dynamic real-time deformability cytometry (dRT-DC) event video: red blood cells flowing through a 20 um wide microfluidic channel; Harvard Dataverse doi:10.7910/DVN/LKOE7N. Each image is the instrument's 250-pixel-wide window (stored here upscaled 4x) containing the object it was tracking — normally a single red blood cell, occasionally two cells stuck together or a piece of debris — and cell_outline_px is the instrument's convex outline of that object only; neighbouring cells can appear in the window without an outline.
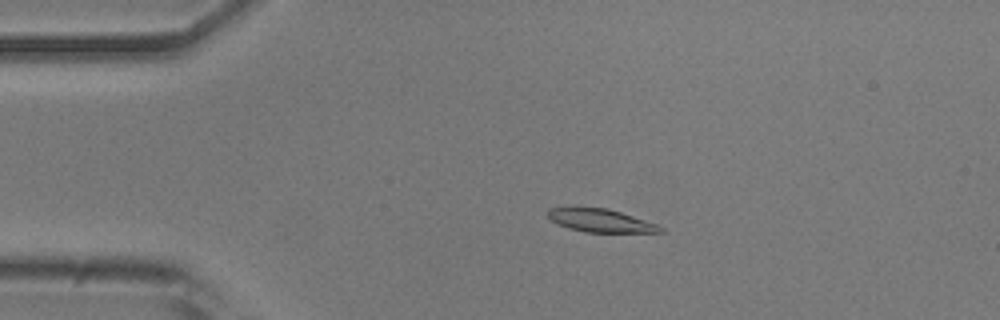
{"species": "common noctule bat (a hibernating species)", "species_latin": "Nyctalus noctula", "temperature_condition": "room temperature", "stored_images_in_passage": 53, "camera_frame_rate_fps": 3000, "um_per_image_px": 0.085, "animal": {"sex": "male", "body_mass_g": 20.5, "forearm_length_mm": 52.5}, "frame": {"image": 1, "passage_image": 11, "time_ms": 3.333, "image_size_px": [1000, 320], "cell_outline_px": [[664, 232], [584, 232], [568, 228], [556, 224], [548, 216], [548, 208], [576, 204], [608, 208], [656, 224], [664, 228]], "centroid_in_image_um": [50.93, 18.69], "position_along_channel_um": 34.1, "area_um2": 15.72}}
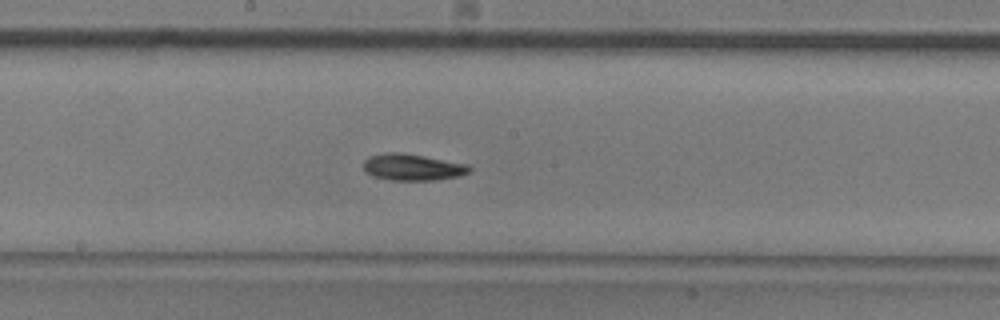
{"frame": {"image": 2, "passage_image": 28, "time_ms": 9.0, "image_size_px": [1000, 320], "cell_outline_px": [[472, 168], [468, 172], [456, 176], [436, 180], [388, 180], [372, 176], [364, 172], [364, 160], [368, 156], [388, 152], [400, 152], [424, 156], [468, 164]], "centroid_in_image_um": [35.01, 14.21], "position_along_channel_um": 213.2, "area_um2": 16.42}}
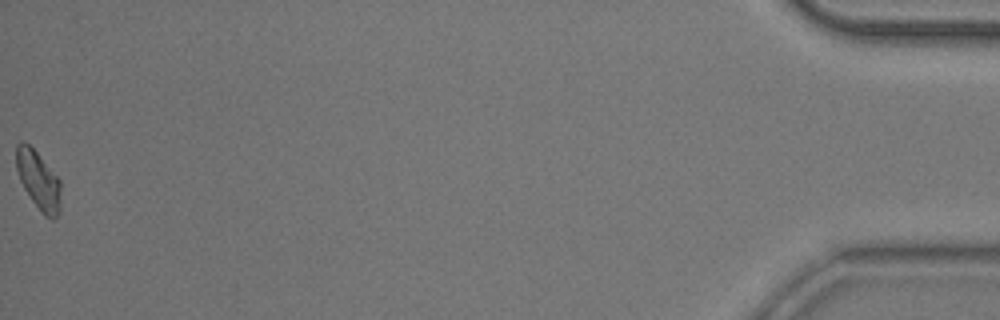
{"frame": {"image": 3, "passage_image": 53, "time_ms": 17.333, "image_size_px": [1000, 320], "cell_outline_px": [[60, 212], [52, 220], [44, 216], [32, 200], [24, 188], [20, 180], [16, 168], [16, 144], [20, 140], [24, 140], [36, 152], [60, 180]], "centroid_in_image_um": [3.25, 15.32], "position_along_channel_um": 431.9, "area_um2": 15.09}, "authors_computed_cell_mechanics": {"area_um2": 15.5482, "velocity_mm_per_s": 3.853, "shape_relaxation_time_tau1_ms": 3.3323, "shape_relaxation_time_tau2_ms": null, "deformation_change_tau1": 0.1245, "deformation_change_tau2": null}}